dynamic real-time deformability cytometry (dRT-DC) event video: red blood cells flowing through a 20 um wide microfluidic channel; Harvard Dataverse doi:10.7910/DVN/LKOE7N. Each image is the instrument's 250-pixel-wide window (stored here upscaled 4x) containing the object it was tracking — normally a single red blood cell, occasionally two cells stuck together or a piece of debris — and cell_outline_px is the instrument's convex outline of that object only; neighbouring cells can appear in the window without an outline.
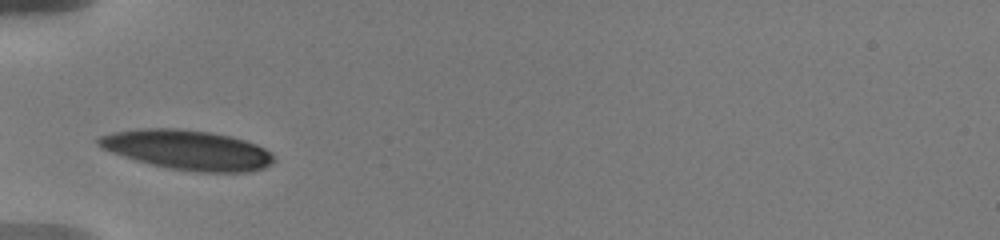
{"species": "human", "species_latin": "Homo sapiens", "temperature_condition": "warm", "stored_images_in_passage": 38, "camera_frame_rate_fps": 3000, "um_per_image_px": 0.085, "donor": {"sex": "male"}, "frame": {"image": 1, "passage_image": 1, "time_ms": 0.0, "image_size_px": [1000, 240], "cell_outline_px": [[276, 160], [272, 164], [264, 168], [248, 172], [200, 172], [172, 168], [152, 164], [136, 160], [100, 148], [96, 144], [96, 140], [100, 136], [112, 132], [140, 128], [176, 128], [208, 132], [232, 136], [256, 144], [272, 152], [276, 156]], "centroid_in_image_um": [15.97, 12.73], "position_along_channel_um": 69.0, "area_um2": 40.63}}
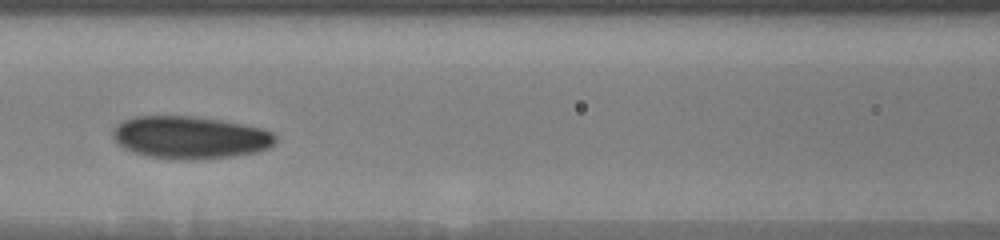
{"frame": {"image": 2, "passage_image": 7, "time_ms": 2.333, "image_size_px": [1000, 240], "cell_outline_px": [[276, 140], [268, 148], [256, 152], [232, 156], [196, 160], [148, 156], [132, 152], [124, 148], [112, 136], [112, 132], [124, 120], [136, 116], [184, 116], [216, 120], [240, 124], [260, 128], [272, 132], [276, 136]], "centroid_in_image_um": [16.15, 11.69], "position_along_channel_um": 150.4, "area_um2": 39.54}}
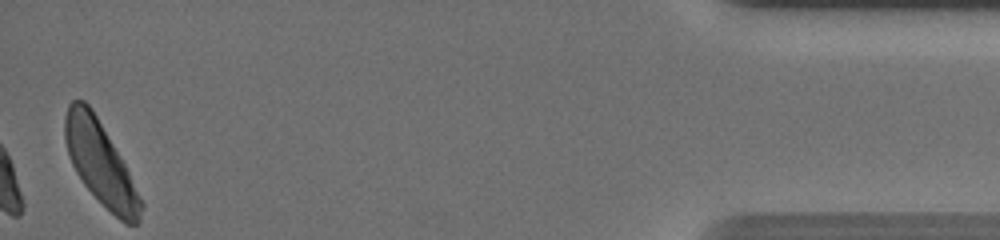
{"frame": {"image": 3, "passage_image": 37, "time_ms": 12.0, "image_size_px": [1000, 240], "cell_outline_px": [[144, 208], [140, 220], [136, 224], [124, 224], [84, 184], [76, 172], [72, 164], [68, 152], [64, 136], [64, 116], [68, 104], [72, 100], [84, 100], [92, 108], [120, 156], [144, 204]], "centroid_in_image_um": [8.53, 13.85], "position_along_channel_um": 426.7, "area_um2": 36.13}, "authors_computed_cell_mechanics": {"area_um2": 37.7723, "velocity_mm_per_s": 3.5908, "shape_relaxation_time_tau1_ms": 1.9481, "shape_relaxation_time_tau2_ms": null, "deformation_change_tau1": 0.0999, "deformation_change_tau2": null}}